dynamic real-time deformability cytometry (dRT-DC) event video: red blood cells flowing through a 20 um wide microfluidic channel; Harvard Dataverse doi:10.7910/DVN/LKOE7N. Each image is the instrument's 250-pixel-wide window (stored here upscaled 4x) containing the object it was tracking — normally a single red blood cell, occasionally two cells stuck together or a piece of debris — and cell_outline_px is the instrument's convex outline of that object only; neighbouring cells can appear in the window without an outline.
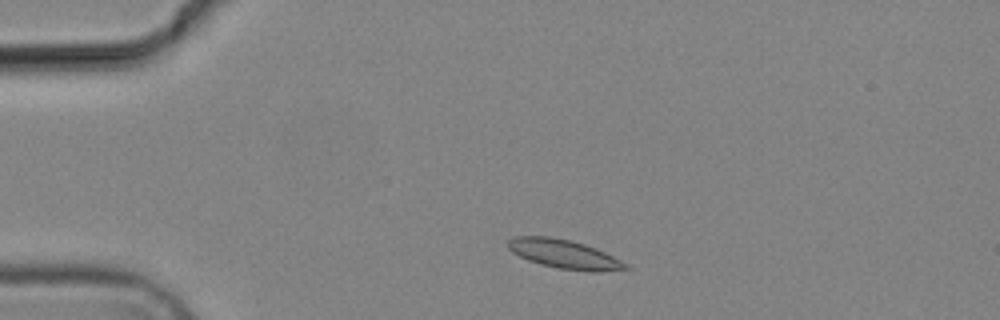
{"species": "common noctule bat (a hibernating species)", "species_latin": "Nyctalus noctula", "temperature_condition": "cold", "stored_images_in_passage": 3, "camera_frame_rate_fps": 3000, "um_per_image_px": 0.085, "animal": {"sex": "male", "body_mass_g": 19.2, "forearm_length_mm": 51.8}, "frame": {"image": 1, "passage_image": 2, "time_ms": 1.0, "image_size_px": [1000, 320], "cell_outline_px": [[628, 268], [600, 272], [588, 272], [556, 268], [540, 264], [528, 260], [512, 252], [508, 248], [508, 240], [516, 236], [552, 236], [572, 240], [596, 248], [620, 260]], "centroid_in_image_um": [47.91, 21.59], "position_along_channel_um": 37.1, "area_um2": 19.77}}
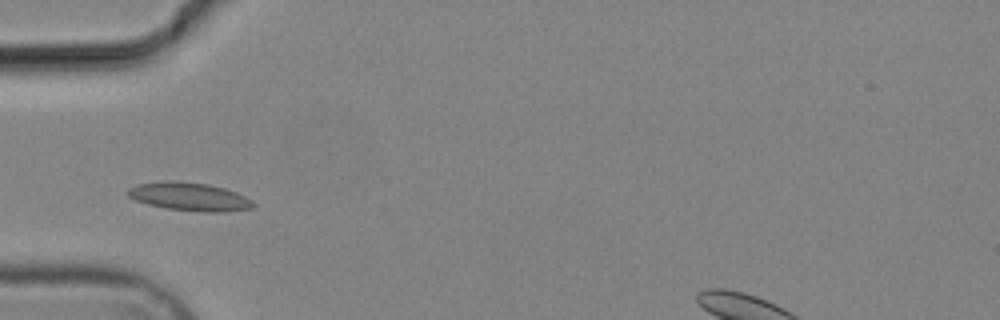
{"frame": {"image": 2, "passage_image": 3, "time_ms": 3.0, "image_size_px": [1000, 320], "cell_outline_px": [[256, 204], [252, 208], [224, 212], [200, 212], [168, 208], [148, 204], [136, 200], [128, 196], [124, 192], [128, 188], [136, 184], [164, 180], [168, 180], [208, 184], [224, 188], [236, 192], [252, 200]], "centroid_in_image_um": [16.08, 16.71], "position_along_channel_um": 68.9, "area_um2": 20.75}}